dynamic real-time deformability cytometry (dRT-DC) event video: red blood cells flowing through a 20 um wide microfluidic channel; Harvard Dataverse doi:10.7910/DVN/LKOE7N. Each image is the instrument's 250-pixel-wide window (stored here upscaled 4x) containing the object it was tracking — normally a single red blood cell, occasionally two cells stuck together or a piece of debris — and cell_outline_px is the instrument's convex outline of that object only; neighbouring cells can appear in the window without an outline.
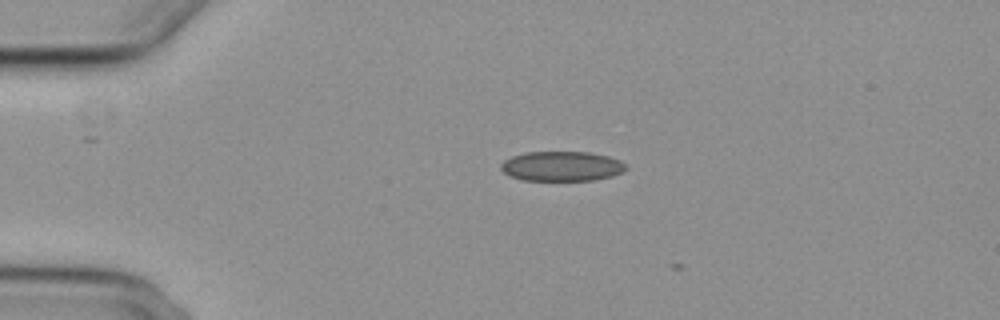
{"species": "common noctule bat (a hibernating species)", "species_latin": "Nyctalus noctula", "temperature_condition": "cold", "stored_images_in_passage": 2, "camera_frame_rate_fps": 3000, "um_per_image_px": 0.085, "animal": {"sex": "female", "body_mass_g": 29.2, "forearm_length_mm": 56.3}, "frame": {"image": 1, "passage_image": 1, "time_ms": 0.0, "image_size_px": [1000, 320], "cell_outline_px": [[628, 168], [624, 172], [612, 176], [592, 180], [524, 180], [508, 176], [500, 168], [500, 164], [504, 160], [512, 156], [524, 152], [588, 152], [608, 156], [620, 160], [628, 164]], "centroid_in_image_um": [47.77, 14.12], "position_along_channel_um": 37.2, "area_um2": 21.91}}